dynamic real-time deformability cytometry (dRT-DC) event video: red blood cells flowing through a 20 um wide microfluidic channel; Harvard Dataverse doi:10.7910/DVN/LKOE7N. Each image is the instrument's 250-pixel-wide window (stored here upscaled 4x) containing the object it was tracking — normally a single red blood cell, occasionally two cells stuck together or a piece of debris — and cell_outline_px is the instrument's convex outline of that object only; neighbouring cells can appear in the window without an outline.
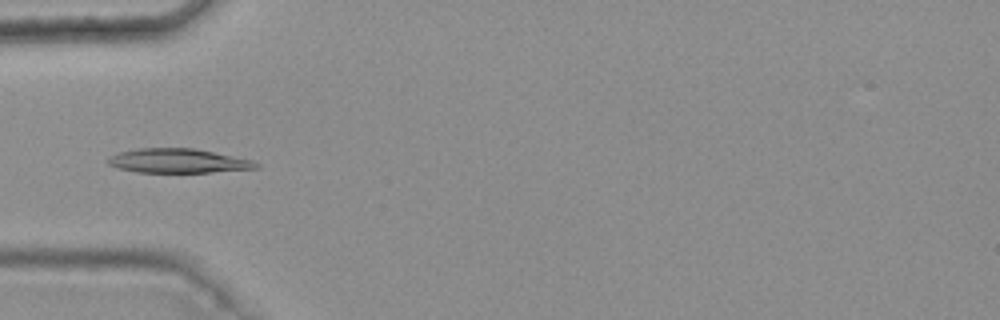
{"species": "common noctule bat (a hibernating species)", "species_latin": "Nyctalus noctula", "temperature_condition": "warm", "stored_images_in_passage": 6, "camera_frame_rate_fps": 3000, "um_per_image_px": 0.085, "animal": {"sex": "female", "body_mass_g": 25.1}, "frame": {"image": 1, "passage_image": 3, "time_ms": 0.667, "image_size_px": [1000, 320], "cell_outline_px": [[260, 168], [212, 172], [136, 172], [116, 168], [108, 164], [108, 160], [112, 156], [120, 152], [140, 148], [192, 148], [252, 160], [260, 164]], "centroid_in_image_um": [15.15, 13.68], "position_along_channel_um": 69.9, "area_um2": 20.69}}
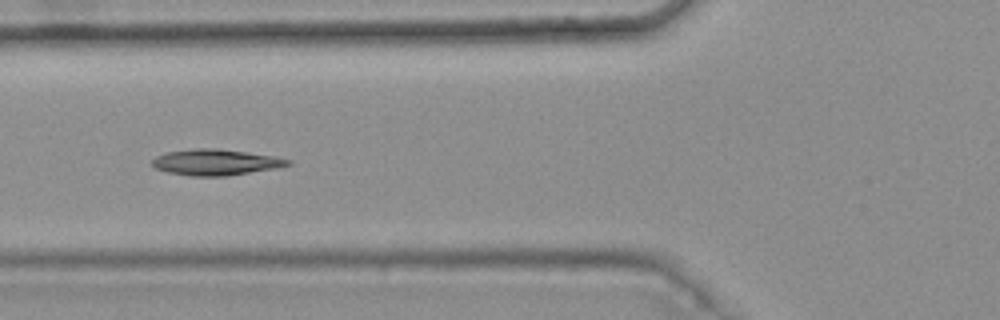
{"frame": {"image": 2, "passage_image": 4, "time_ms": 1.0, "image_size_px": [1000, 320], "cell_outline_px": [[292, 164], [280, 168], [224, 176], [188, 176], [168, 172], [156, 168], [152, 164], [152, 160], [156, 156], [168, 152], [196, 148], [216, 148], [248, 152], [272, 156], [292, 160]], "centroid_in_image_um": [18.37, 13.79], "position_along_channel_um": 107.4, "area_um2": 20.58}}
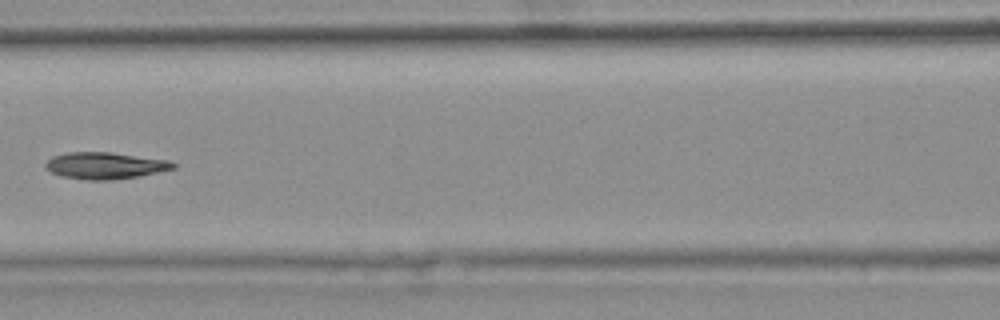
{"frame": {"image": 3, "passage_image": 5, "time_ms": 1.333, "image_size_px": [1000, 320], "cell_outline_px": [[176, 168], [136, 176], [112, 180], [88, 180], [60, 176], [44, 168], [44, 164], [52, 156], [68, 152], [108, 152], [168, 160], [176, 164]], "centroid_in_image_um": [8.88, 14.07], "position_along_channel_um": 157.7, "area_um2": 19.71}}